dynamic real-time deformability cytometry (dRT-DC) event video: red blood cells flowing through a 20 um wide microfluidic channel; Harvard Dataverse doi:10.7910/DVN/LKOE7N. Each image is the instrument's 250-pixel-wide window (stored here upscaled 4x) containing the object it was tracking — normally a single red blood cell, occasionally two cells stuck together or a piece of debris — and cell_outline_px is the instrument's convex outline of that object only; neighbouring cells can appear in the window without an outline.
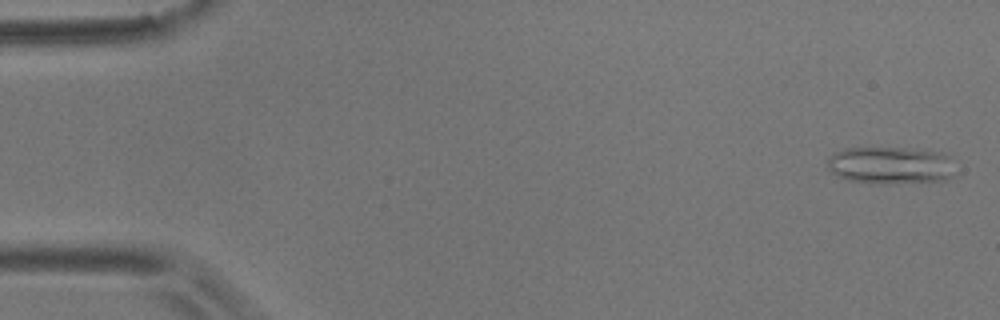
{"species": "common noctule bat (a hibernating species)", "species_latin": "Nyctalus noctula", "temperature_condition": "room temperature", "stored_images_in_passage": 5, "camera_frame_rate_fps": 3000, "um_per_image_px": 0.085, "animal": {"sex": "male", "body_mass_g": 17.9}, "frame": {"image": 1, "passage_image": 1, "time_ms": 0.0, "image_size_px": [1000, 320], "cell_outline_px": [[952, 176], [944, 180], [848, 180], [832, 172], [828, 168], [828, 156], [844, 148], [904, 148], [936, 152], [944, 156]], "centroid_in_image_um": [75.54, 13.98], "position_along_channel_um": 9.5, "area_um2": 25.49}}